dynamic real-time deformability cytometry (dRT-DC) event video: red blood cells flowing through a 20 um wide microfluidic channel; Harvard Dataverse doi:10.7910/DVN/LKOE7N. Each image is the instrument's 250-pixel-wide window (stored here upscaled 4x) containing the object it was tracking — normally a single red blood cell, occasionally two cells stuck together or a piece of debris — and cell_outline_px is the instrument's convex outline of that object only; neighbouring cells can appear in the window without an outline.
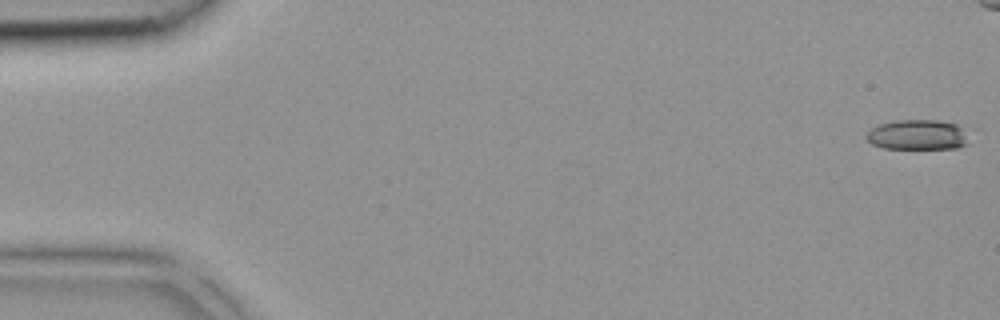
{"species": "common noctule bat (a hibernating species)", "species_latin": "Nyctalus noctula", "temperature_condition": "room temperature", "stored_images_in_passage": 35, "camera_frame_rate_fps": 3000, "um_per_image_px": 0.085, "animal": {"sex": "female", "body_mass_g": 18.4}, "frame": {"image": 1, "passage_image": 1, "time_ms": 0.0, "image_size_px": [1000, 320], "cell_outline_px": [[968, 144], [956, 148], [884, 148], [872, 144], [864, 136], [872, 128], [880, 124], [896, 120], [940, 120], [956, 124], [960, 128]], "centroid_in_image_um": [77.93, 11.45], "position_along_channel_um": 7.1, "area_um2": 17.63}}
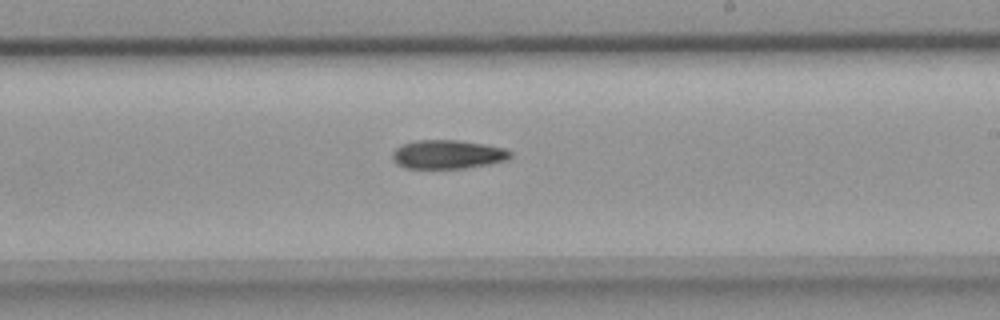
{"frame": {"image": 2, "passage_image": 25, "time_ms": 8.0, "image_size_px": [1000, 320], "cell_outline_px": [[512, 156], [508, 160], [492, 164], [464, 168], [404, 168], [396, 164], [392, 160], [392, 152], [396, 148], [404, 144], [416, 140], [456, 140], [484, 144], [504, 148], [512, 152]], "centroid_in_image_um": [38.06, 13.13], "position_along_channel_um": 250.9, "area_um2": 19.94}}
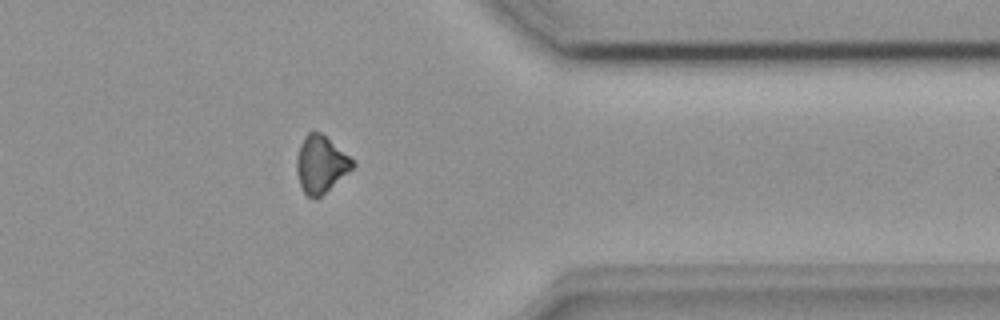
{"frame": {"image": 3, "passage_image": 34, "time_ms": 11.0, "image_size_px": [1000, 320], "cell_outline_px": [[356, 164], [348, 172], [320, 196], [308, 196], [304, 192], [300, 184], [296, 172], [296, 156], [300, 144], [304, 136], [308, 132], [320, 132], [356, 160]], "centroid_in_image_um": [27.27, 13.92], "position_along_channel_um": 384.1, "area_um2": 18.44}}